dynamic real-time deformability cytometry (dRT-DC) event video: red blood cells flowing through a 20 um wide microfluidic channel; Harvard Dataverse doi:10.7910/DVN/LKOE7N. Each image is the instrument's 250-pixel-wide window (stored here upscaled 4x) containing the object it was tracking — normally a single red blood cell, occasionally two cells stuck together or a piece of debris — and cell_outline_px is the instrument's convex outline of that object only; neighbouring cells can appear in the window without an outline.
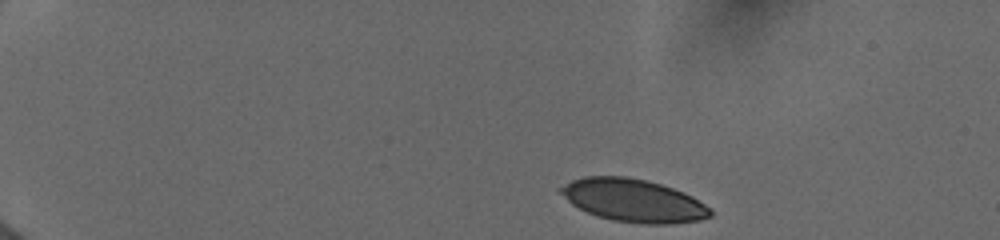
{"species": "human", "species_latin": "Homo sapiens", "temperature_condition": "cold", "stored_images_in_passage": 21, "camera_frame_rate_fps": 3000, "um_per_image_px": 0.085, "donor": {"sex": "female"}, "frame": {"image": 1, "passage_image": 1, "time_ms": 0.0, "image_size_px": [1000, 240], "cell_outline_px": [[712, 216], [700, 220], [672, 224], [644, 224], [612, 220], [596, 216], [572, 204], [556, 192], [556, 188], [572, 180], [584, 176], [628, 176], [660, 184], [684, 192], [692, 196], [712, 208]], "centroid_in_image_um": [53.82, 17.04], "position_along_channel_um": 31.2, "area_um2": 37.69}}
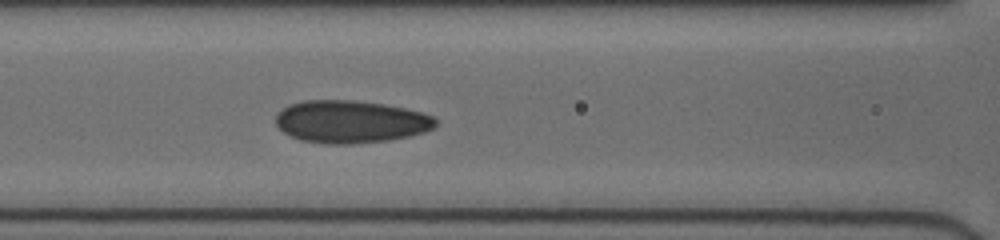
{"frame": {"image": 2, "passage_image": 15, "time_ms": 5.333, "image_size_px": [1000, 240], "cell_outline_px": [[436, 128], [424, 132], [408, 136], [388, 140], [352, 144], [328, 144], [300, 140], [284, 132], [276, 124], [276, 116], [288, 104], [304, 100], [352, 100], [384, 104], [404, 108], [420, 112], [432, 116], [436, 120]], "centroid_in_image_um": [29.81, 10.34], "position_along_channel_um": 136.8, "area_um2": 39.54}}
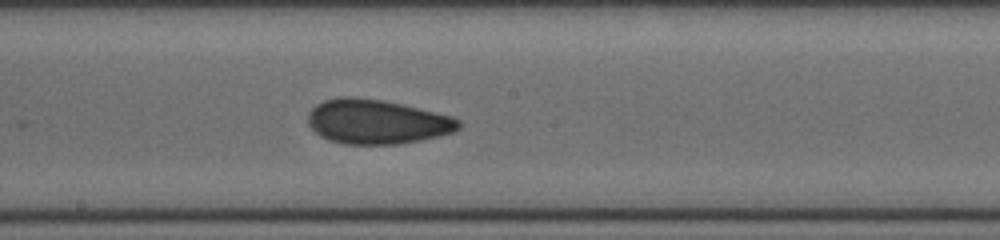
{"frame": {"image": 3, "passage_image": 21, "time_ms": 7.333, "image_size_px": [1000, 240], "cell_outline_px": [[460, 128], [456, 132], [440, 136], [420, 140], [396, 144], [344, 144], [328, 140], [320, 136], [308, 124], [308, 112], [316, 104], [324, 100], [340, 96], [356, 96], [384, 100], [452, 116], [460, 120]], "centroid_in_image_um": [32.03, 10.34], "position_along_channel_um": 216.2, "area_um2": 39.3}}